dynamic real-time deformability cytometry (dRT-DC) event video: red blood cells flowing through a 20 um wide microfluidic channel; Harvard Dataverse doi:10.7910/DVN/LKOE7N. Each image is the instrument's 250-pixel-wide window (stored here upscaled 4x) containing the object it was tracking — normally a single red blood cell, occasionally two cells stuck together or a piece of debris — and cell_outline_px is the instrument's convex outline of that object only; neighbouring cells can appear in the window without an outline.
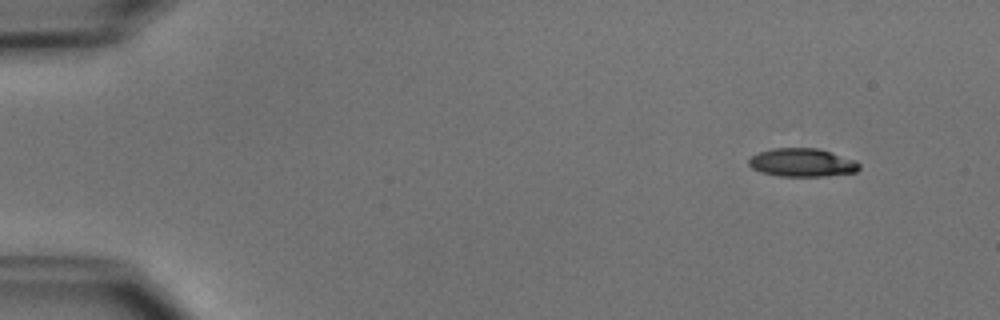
{"species": "common noctule bat (a hibernating species)", "species_latin": "Nyctalus noctula", "temperature_condition": "cold", "stored_images_in_passage": 4, "camera_frame_rate_fps": 3000, "um_per_image_px": 0.085, "animal": {"sex": "male", "body_mass_g": 15.6}, "frame": {"image": 1, "passage_image": 1, "time_ms": 0.0, "image_size_px": [1000, 320], "cell_outline_px": [[860, 168], [856, 172], [824, 176], [780, 176], [760, 172], [752, 168], [748, 164], [748, 160], [752, 156], [760, 152], [772, 148], [820, 148], [856, 160], [860, 164]], "centroid_in_image_um": [68.2, 13.81], "position_along_channel_um": 16.8, "area_um2": 18.32}}
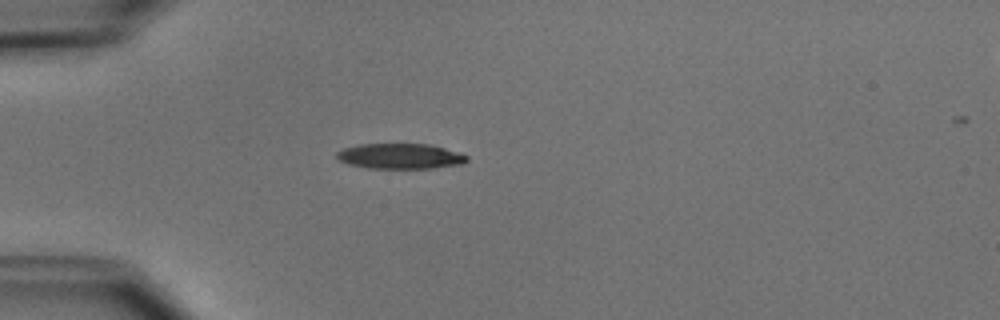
{"frame": {"image": 2, "passage_image": 3, "time_ms": 3.333, "image_size_px": [1000, 320], "cell_outline_px": [[468, 160], [464, 164], [432, 168], [364, 168], [348, 164], [340, 160], [336, 156], [336, 152], [344, 148], [360, 144], [428, 144], [444, 148], [468, 156]], "centroid_in_image_um": [34.01, 13.28], "position_along_channel_um": 51.0, "area_um2": 19.19}}